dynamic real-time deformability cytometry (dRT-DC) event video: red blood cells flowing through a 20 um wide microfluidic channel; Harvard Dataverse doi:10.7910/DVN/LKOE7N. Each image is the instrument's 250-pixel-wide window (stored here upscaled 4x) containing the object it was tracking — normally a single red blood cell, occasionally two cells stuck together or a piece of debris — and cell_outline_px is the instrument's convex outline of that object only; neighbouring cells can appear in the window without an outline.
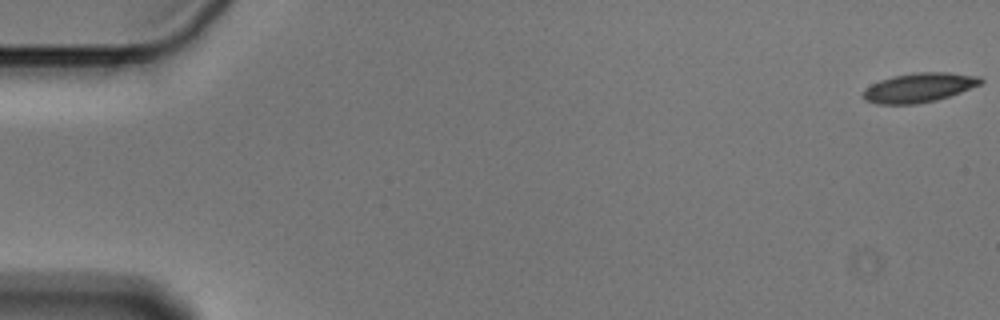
{"species": "Egyptian fruit bat (a non-hibernating species)", "species_latin": "Rousettus aegyptiacus", "temperature_condition": "cold", "stored_images_in_passage": 57, "camera_frame_rate_fps": 3000, "um_per_image_px": 0.085, "animal": {"sex": "male"}, "frame": {"image": 1, "passage_image": 1, "time_ms": 0.0, "image_size_px": [1000, 320], "cell_outline_px": [[984, 80], [980, 84], [960, 92], [936, 100], [916, 104], [876, 104], [864, 100], [864, 88], [880, 80], [892, 76], [916, 72], [948, 72], [980, 76]], "centroid_in_image_um": [78.11, 7.44], "position_along_channel_um": 6.9, "area_um2": 20.06}}
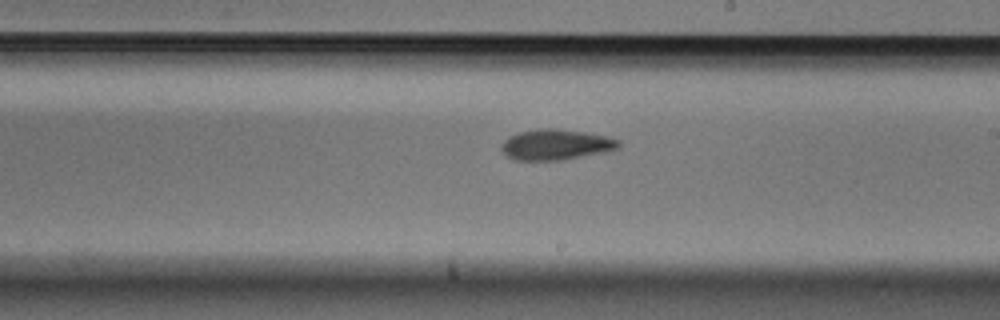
{"frame": {"image": 2, "passage_image": 33, "time_ms": 10.667, "image_size_px": [1000, 320], "cell_outline_px": [[620, 148], [608, 152], [564, 160], [516, 160], [508, 156], [500, 148], [500, 144], [508, 136], [516, 132], [540, 128], [556, 128], [584, 132], [604, 136], [620, 140]], "centroid_in_image_um": [47.25, 12.29], "position_along_channel_um": 241.7, "area_um2": 21.21}}
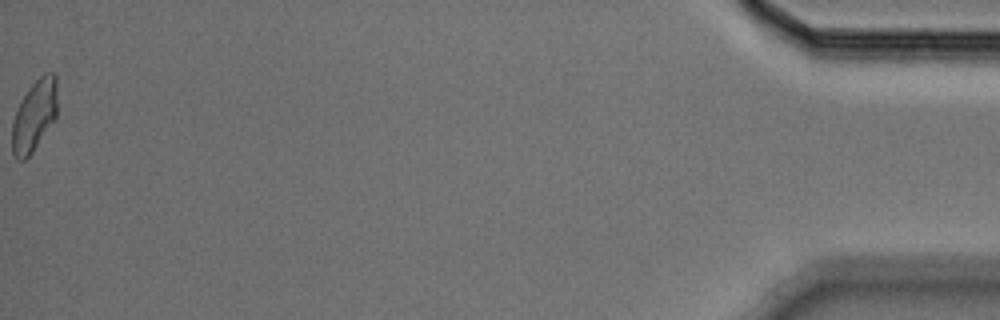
{"frame": {"image": 3, "passage_image": 57, "time_ms": 18.667, "image_size_px": [1000, 320], "cell_outline_px": [[56, 120], [32, 152], [24, 160], [16, 160], [12, 156], [12, 120], [16, 108], [20, 100], [28, 88], [44, 72], [52, 72], [56, 76]], "centroid_in_image_um": [2.9, 9.84], "position_along_channel_um": 432.3, "area_um2": 19.13}, "authors_computed_cell_mechanics": {"area_um2": 20.1722, "velocity_mm_per_s": 3.5905, "shape_relaxation_time_tau1_ms": 5.4696, "shape_relaxation_time_tau2_ms": 7.2376, "deformation_change_tau1": 0.154, "deformation_change_tau2": 0.1417}}